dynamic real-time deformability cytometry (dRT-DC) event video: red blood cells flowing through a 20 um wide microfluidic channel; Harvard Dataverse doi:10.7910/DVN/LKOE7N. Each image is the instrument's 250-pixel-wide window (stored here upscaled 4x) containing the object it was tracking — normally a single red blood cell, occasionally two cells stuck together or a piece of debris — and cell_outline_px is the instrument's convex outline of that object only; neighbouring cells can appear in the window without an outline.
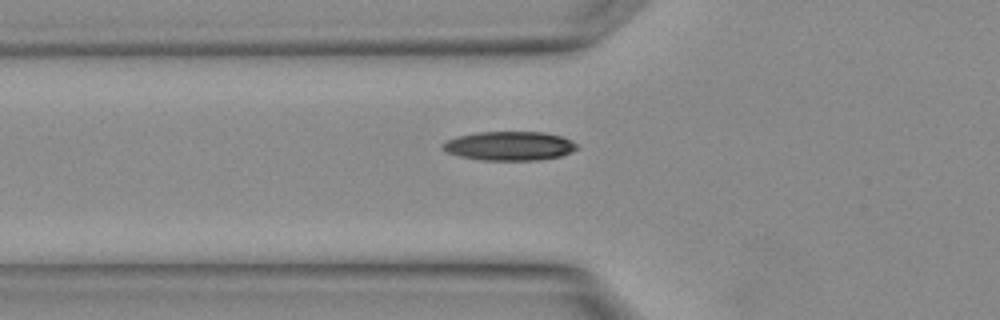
{"species": "Egyptian fruit bat (a non-hibernating species)", "species_latin": "Rousettus aegyptiacus", "temperature_condition": "warm", "stored_images_in_passage": 4, "camera_frame_rate_fps": 3000, "um_per_image_px": 0.085, "animal": {"sex": "female"}, "frame": {"image": 1, "passage_image": 4, "time_ms": 1.0, "image_size_px": [1000, 320], "cell_outline_px": [[580, 148], [572, 152], [560, 156], [540, 160], [484, 160], [460, 156], [448, 152], [440, 148], [440, 144], [456, 136], [476, 132], [544, 132], [560, 136], [572, 140]], "centroid_in_image_um": [43.31, 12.4], "position_along_channel_um": 82.5, "area_um2": 22.83}}